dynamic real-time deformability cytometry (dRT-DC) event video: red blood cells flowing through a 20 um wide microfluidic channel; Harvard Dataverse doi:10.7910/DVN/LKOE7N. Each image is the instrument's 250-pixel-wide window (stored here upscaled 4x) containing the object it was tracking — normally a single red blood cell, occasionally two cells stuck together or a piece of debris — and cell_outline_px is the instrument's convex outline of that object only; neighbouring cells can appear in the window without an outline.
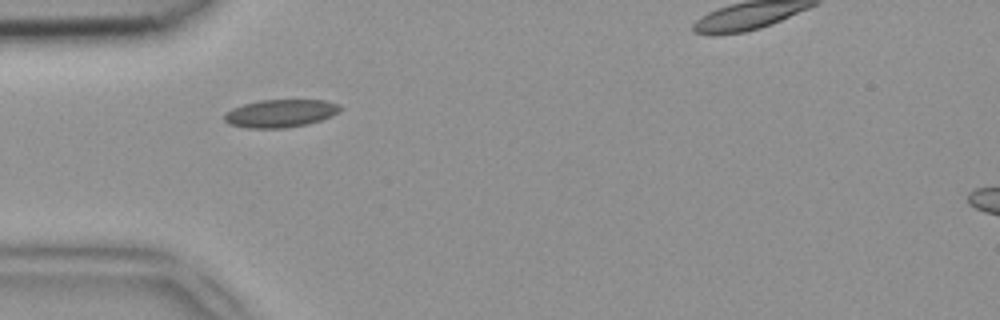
{"species": "common noctule bat (a hibernating species)", "species_latin": "Nyctalus noctula", "temperature_condition": "room temperature", "stored_images_in_passage": 33, "camera_frame_rate_fps": 3000, "um_per_image_px": 0.085, "animal": {"sex": "female", "body_mass_g": 18.4}, "frame": {"image": 1, "passage_image": 1, "time_ms": 0.0, "image_size_px": [1000, 320], "cell_outline_px": [[344, 108], [340, 112], [332, 116], [308, 124], [284, 128], [248, 128], [228, 124], [224, 120], [224, 112], [232, 108], [244, 104], [260, 100], [324, 100], [340, 104]], "centroid_in_image_um": [23.86, 9.63], "position_along_channel_um": 61.1, "area_um2": 19.02}}
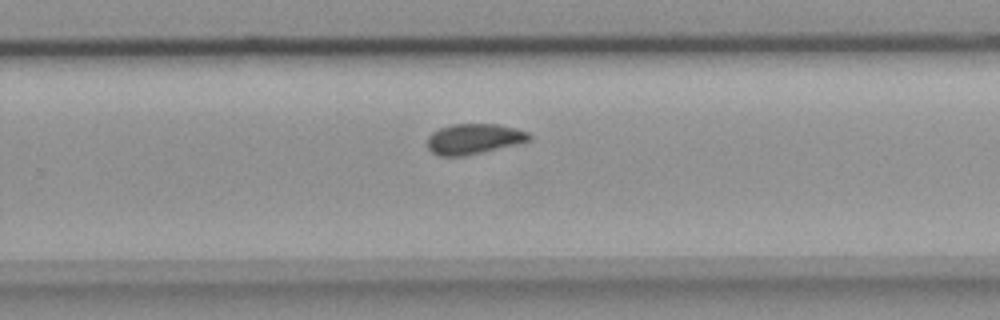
{"frame": {"image": 2, "passage_image": 18, "time_ms": 5.667, "image_size_px": [1000, 320], "cell_outline_px": [[532, 140], [516, 144], [464, 156], [440, 156], [432, 152], [428, 148], [428, 136], [432, 132], [440, 128], [452, 124], [496, 124], [528, 132], [532, 136]], "centroid_in_image_um": [40.26, 11.81], "position_along_channel_um": 289.5, "area_um2": 17.86}}
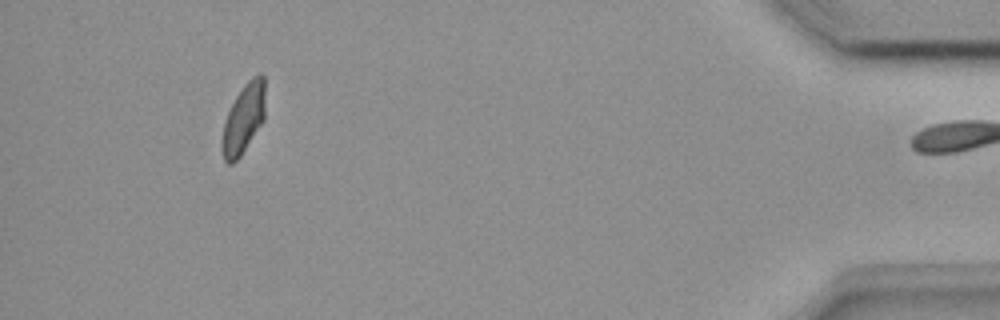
{"frame": {"image": 3, "passage_image": 32, "time_ms": 10.333, "image_size_px": [1000, 320], "cell_outline_px": [[264, 120], [240, 156], [232, 164], [228, 164], [224, 160], [220, 144], [224, 124], [228, 112], [236, 96], [244, 84], [252, 76], [260, 72], [264, 76]], "centroid_in_image_um": [20.69, 10.08], "position_along_channel_um": 414.5, "area_um2": 17.46}}